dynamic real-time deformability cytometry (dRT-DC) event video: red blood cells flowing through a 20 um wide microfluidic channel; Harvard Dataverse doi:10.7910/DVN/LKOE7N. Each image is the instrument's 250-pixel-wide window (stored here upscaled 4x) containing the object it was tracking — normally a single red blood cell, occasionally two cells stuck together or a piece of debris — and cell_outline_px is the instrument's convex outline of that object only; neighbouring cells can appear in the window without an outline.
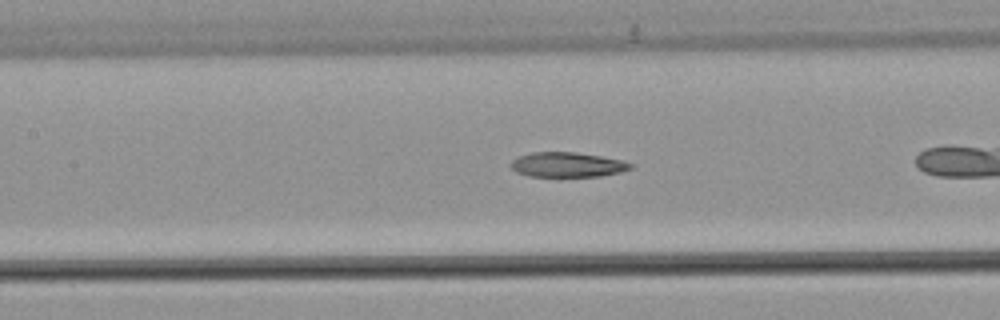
{"species": "common noctule bat (a hibernating species)", "species_latin": "Nyctalus noctula", "temperature_condition": "warm", "stored_images_in_passage": 27, "camera_frame_rate_fps": 3000, "um_per_image_px": 0.085, "animal": {"sex": "male", "body_mass_g": 21.5, "forearm_length_mm": 52.0}, "frame": {"image": 1, "passage_image": 20, "time_ms": 6.333, "image_size_px": [1000, 320], "cell_outline_px": [[636, 164], [632, 168], [620, 172], [600, 176], [528, 176], [516, 172], [508, 164], [512, 160], [520, 156], [532, 152], [576, 152], [624, 160]], "centroid_in_image_um": [48.25, 13.99], "position_along_channel_um": 159.2, "area_um2": 17.4}}